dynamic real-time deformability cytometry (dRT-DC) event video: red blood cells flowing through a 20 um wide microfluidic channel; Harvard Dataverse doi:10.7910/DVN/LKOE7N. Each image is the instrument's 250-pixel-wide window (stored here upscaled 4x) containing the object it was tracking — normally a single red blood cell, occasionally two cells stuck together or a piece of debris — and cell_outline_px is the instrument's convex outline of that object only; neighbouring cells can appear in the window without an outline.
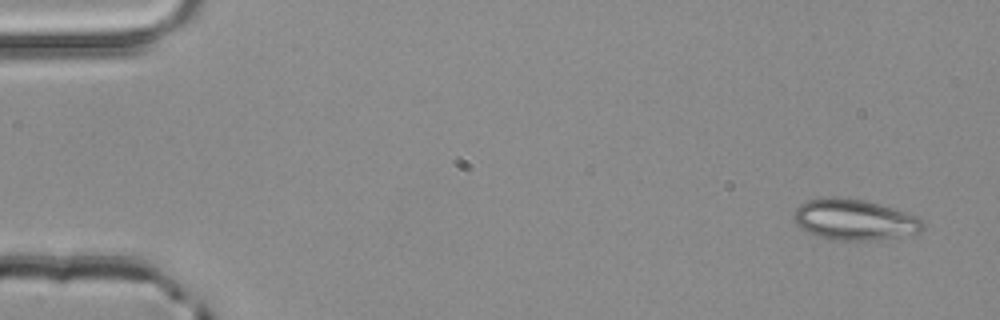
{"species": "common noctule bat (a hibernating species)", "species_latin": "Nyctalus noctula", "temperature_condition": "room temperature", "stored_images_in_passage": 4, "camera_frame_rate_fps": 3000, "um_per_image_px": 0.085, "animal": {"sex": "male", "body_mass_g": 20.4}, "frame": {"image": 1, "passage_image": 1, "time_ms": 0.0, "image_size_px": [1000, 320], "cell_outline_px": [[924, 228], [920, 232], [872, 240], [828, 240], [808, 232], [800, 228], [796, 224], [792, 216], [796, 208], [800, 204], [808, 200], [828, 196], [840, 196], [864, 200], [892, 208], [916, 216], [924, 224]], "centroid_in_image_um": [72.55, 18.66], "position_along_channel_um": 12.5, "area_um2": 30.63}}